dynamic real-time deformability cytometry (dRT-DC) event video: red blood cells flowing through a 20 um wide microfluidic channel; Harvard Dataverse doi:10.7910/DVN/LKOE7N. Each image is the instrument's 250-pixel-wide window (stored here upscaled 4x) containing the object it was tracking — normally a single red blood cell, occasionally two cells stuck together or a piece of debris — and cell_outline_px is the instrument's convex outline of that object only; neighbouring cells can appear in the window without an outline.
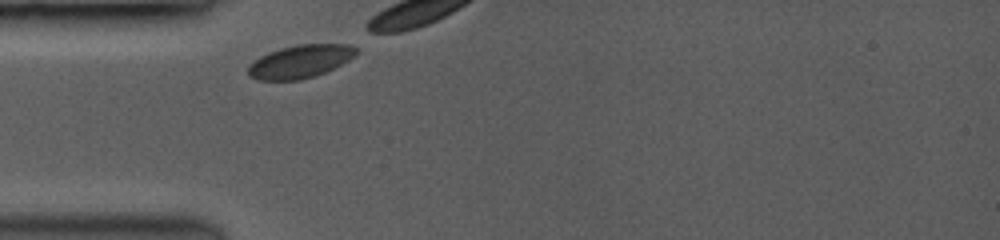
{"species": "common noctule bat (a hibernating species)", "species_latin": "Nyctalus noctula", "temperature_condition": "room temperature", "stored_images_in_passage": 32, "camera_frame_rate_fps": 3500, "um_per_image_px": 0.085, "animal": {"sex": "female", "body_mass_g": 19.0, "forearm_length_mm": 53.3}, "frame": {"image": 1, "passage_image": 1, "time_ms": 0.0, "image_size_px": [1000, 240], "cell_outline_px": [[360, 52], [356, 56], [324, 72], [300, 80], [260, 80], [248, 76], [248, 68], [260, 56], [268, 52], [280, 48], [296, 44], [348, 44], [356, 48]], "centroid_in_image_um": [25.53, 5.21], "position_along_channel_um": 59.5, "area_um2": 20.63}}